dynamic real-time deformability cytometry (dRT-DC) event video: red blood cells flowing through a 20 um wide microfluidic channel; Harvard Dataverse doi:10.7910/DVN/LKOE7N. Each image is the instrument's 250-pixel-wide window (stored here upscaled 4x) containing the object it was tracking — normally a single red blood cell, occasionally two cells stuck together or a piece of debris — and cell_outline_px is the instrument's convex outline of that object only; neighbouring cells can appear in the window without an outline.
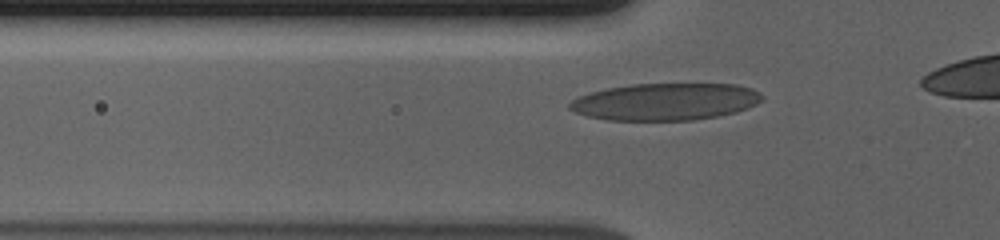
{"species": "human", "species_latin": "Homo sapiens", "temperature_condition": "cold", "stored_images_in_passage": 36, "camera_frame_rate_fps": 3000, "um_per_image_px": 0.085, "donor": {"sex": "male"}, "frame": {"image": 1, "passage_image": 6, "time_ms": 1.667, "image_size_px": [1000, 240], "cell_outline_px": [[760, 100], [756, 104], [748, 108], [736, 112], [716, 116], [692, 120], [608, 120], [588, 116], [576, 112], [568, 108], [568, 104], [572, 100], [580, 96], [592, 92], [608, 88], [632, 84], [736, 84], [752, 88], [760, 92]], "centroid_in_image_um": [56.56, 8.64], "position_along_channel_um": 69.2, "area_um2": 41.33}}
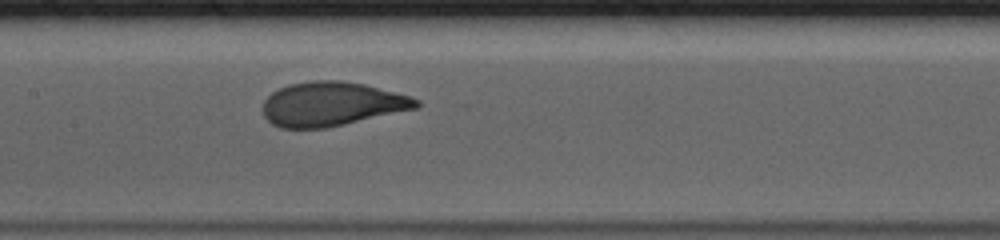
{"frame": {"image": 2, "passage_image": 15, "time_ms": 4.667, "image_size_px": [1000, 240], "cell_outline_px": [[420, 104], [416, 108], [344, 124], [324, 128], [280, 128], [272, 124], [264, 116], [264, 100], [272, 92], [288, 84], [312, 80], [340, 80], [364, 84], [408, 96], [420, 100]], "centroid_in_image_um": [28.16, 8.83], "position_along_channel_um": 179.2, "area_um2": 39.07}}
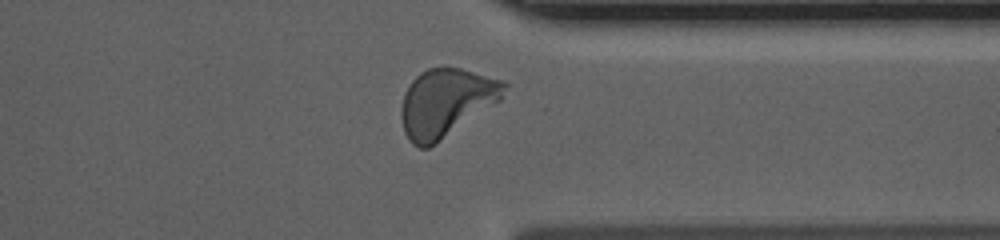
{"frame": {"image": 3, "passage_image": 31, "time_ms": 10.0, "image_size_px": [1000, 240], "cell_outline_px": [[508, 88], [500, 100], [436, 144], [428, 148], [420, 148], [412, 144], [408, 140], [404, 132], [400, 116], [400, 108], [404, 92], [408, 84], [420, 72], [428, 68], [444, 64], [460, 68], [504, 80], [508, 84]], "centroid_in_image_um": [37.89, 8.69], "position_along_channel_um": 373.5, "area_um2": 41.5}, "authors_computed_cell_mechanics": {"area_um2": 39.2462, "velocity_mm_per_s": 3.6741, "shape_relaxation_time_tau1_ms": 2.9559, "shape_relaxation_time_tau2_ms": null, "deformation_change_tau1": 0.1801, "deformation_change_tau2": null}}